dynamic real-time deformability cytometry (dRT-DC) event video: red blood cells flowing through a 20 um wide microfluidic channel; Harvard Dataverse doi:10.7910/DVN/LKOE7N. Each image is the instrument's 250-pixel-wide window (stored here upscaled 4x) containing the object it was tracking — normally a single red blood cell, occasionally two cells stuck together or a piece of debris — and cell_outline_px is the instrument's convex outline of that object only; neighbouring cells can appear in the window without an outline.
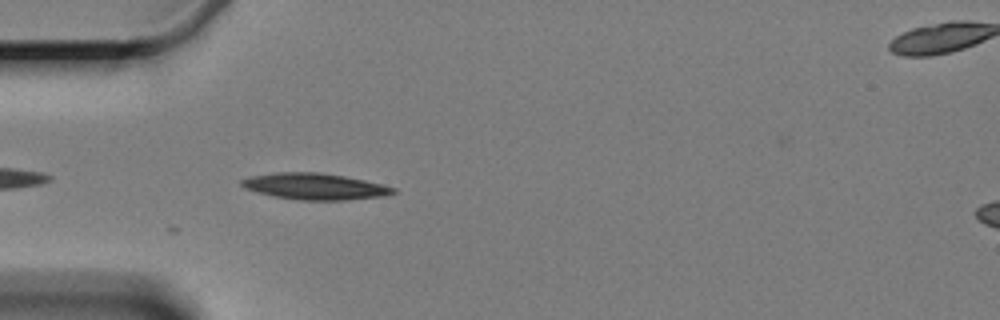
{"species": "Egyptian fruit bat (a non-hibernating species)", "species_latin": "Rousettus aegyptiacus", "temperature_condition": "cold", "stored_images_in_passage": 4, "camera_frame_rate_fps": 3000, "um_per_image_px": 0.085, "animal": {"sex": "female"}, "frame": {"image": 1, "passage_image": 3, "time_ms": 3.333, "image_size_px": [1000, 320], "cell_outline_px": [[396, 192], [384, 196], [344, 200], [300, 200], [276, 196], [256, 192], [240, 184], [240, 180], [252, 176], [276, 172], [320, 172], [344, 176], [364, 180], [396, 188]], "centroid_in_image_um": [26.77, 15.84], "position_along_channel_um": 58.2, "area_um2": 23.0}}